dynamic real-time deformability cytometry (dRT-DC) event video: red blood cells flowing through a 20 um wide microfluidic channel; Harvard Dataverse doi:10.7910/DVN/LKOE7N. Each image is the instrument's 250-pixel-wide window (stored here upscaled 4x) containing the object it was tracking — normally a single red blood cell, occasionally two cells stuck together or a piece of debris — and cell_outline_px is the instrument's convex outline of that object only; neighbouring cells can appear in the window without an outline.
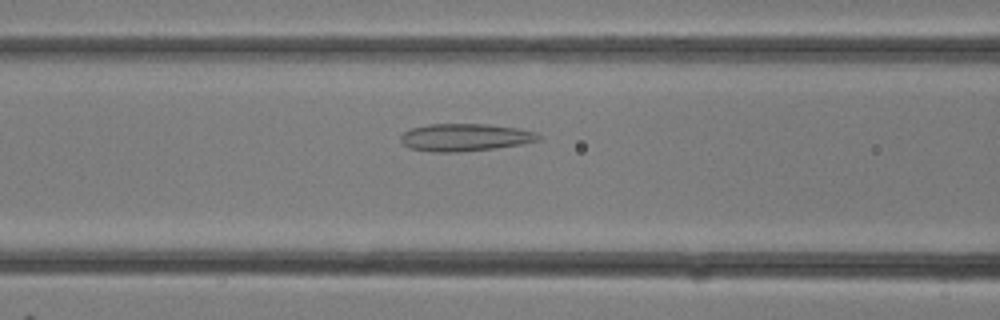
{"species": "common noctule bat (a hibernating species)", "species_latin": "Nyctalus noctula", "temperature_condition": "room temperature", "stored_images_in_passage": 30, "camera_frame_rate_fps": 3000, "um_per_image_px": 0.085, "animal": {"sex": "female"}, "frame": {"image": 1, "passage_image": 12, "time_ms": 3.667, "image_size_px": [1000, 320], "cell_outline_px": [[544, 136], [540, 140], [524, 144], [496, 148], [460, 152], [432, 152], [408, 148], [400, 140], [400, 136], [404, 132], [412, 128], [428, 124], [488, 124], [520, 128], [536, 132]], "centroid_in_image_um": [39.58, 11.68], "position_along_channel_um": 127.0, "area_um2": 22.43}}
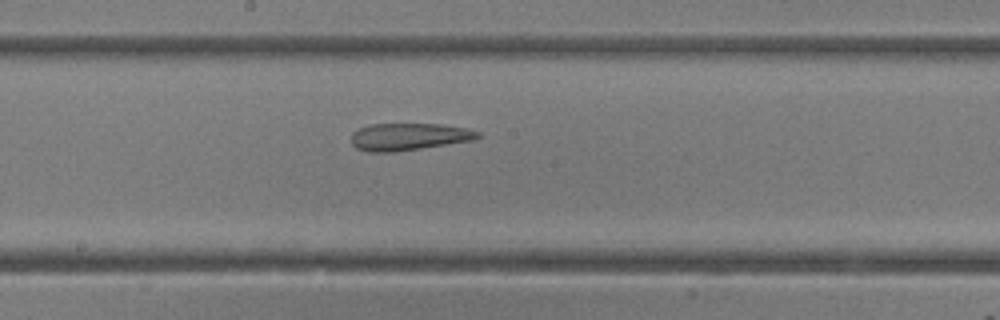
{"frame": {"image": 2, "passage_image": 16, "time_ms": 5.0, "image_size_px": [1000, 320], "cell_outline_px": [[480, 136], [472, 140], [396, 152], [368, 152], [356, 148], [352, 144], [352, 132], [356, 128], [372, 124], [440, 124], [468, 128], [480, 132]], "centroid_in_image_um": [34.71, 11.62], "position_along_channel_um": 213.5, "area_um2": 20.11}}
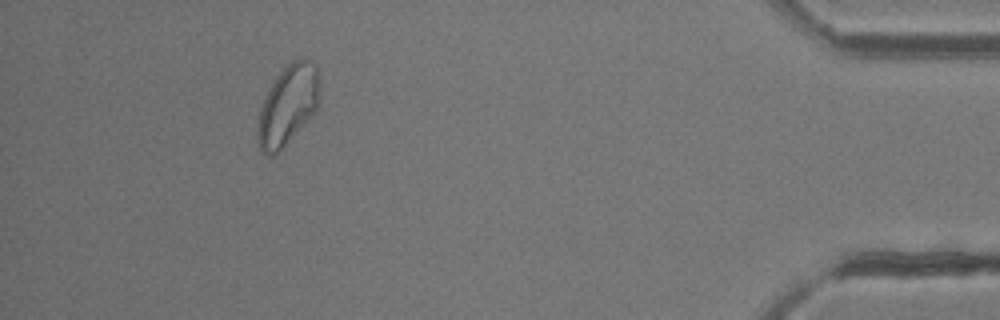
{"frame": {"image": 3, "passage_image": 28, "time_ms": 9.0, "image_size_px": [1000, 320], "cell_outline_px": [[320, 104], [316, 112], [284, 148], [276, 156], [268, 156], [260, 148], [256, 136], [256, 132], [260, 108], [276, 76], [292, 60], [304, 56], [316, 64], [320, 92]], "centroid_in_image_um": [24.5, 8.96], "position_along_channel_um": 410.7, "area_um2": 29.42}}